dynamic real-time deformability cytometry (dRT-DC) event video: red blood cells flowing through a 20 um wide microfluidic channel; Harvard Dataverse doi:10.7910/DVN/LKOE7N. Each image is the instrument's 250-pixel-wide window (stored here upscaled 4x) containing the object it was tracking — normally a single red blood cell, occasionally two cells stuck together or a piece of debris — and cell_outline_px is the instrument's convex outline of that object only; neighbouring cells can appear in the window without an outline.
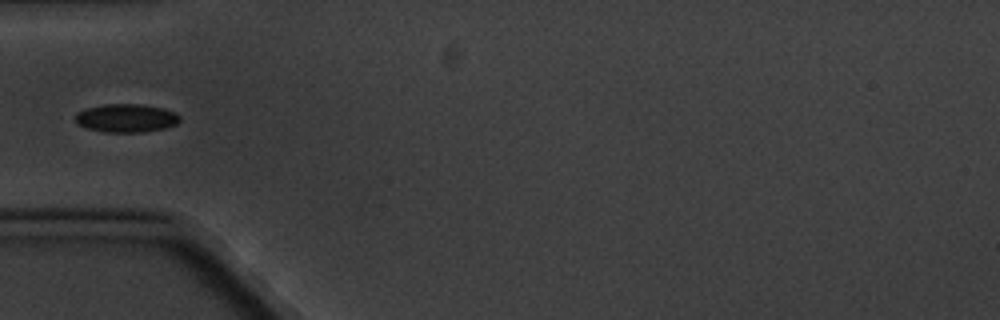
{"species": "common noctule bat (a hibernating species)", "species_latin": "Nyctalus noctula", "temperature_condition": "cold", "stored_images_in_passage": 9, "camera_frame_rate_fps": 3000, "um_per_image_px": 0.085, "animal": {"sex": "male", "body_mass_g": 20.1, "forearm_length_mm": 53.5}, "frame": {"image": 1, "passage_image": 6, "time_ms": 5.667, "image_size_px": [1000, 320], "cell_outline_px": [[180, 120], [176, 124], [164, 128], [140, 132], [104, 132], [88, 128], [76, 124], [76, 112], [84, 108], [104, 104], [140, 104], [164, 108], [176, 112], [180, 116]], "centroid_in_image_um": [10.72, 10.02], "position_along_channel_um": 74.3, "area_um2": 17.34}}